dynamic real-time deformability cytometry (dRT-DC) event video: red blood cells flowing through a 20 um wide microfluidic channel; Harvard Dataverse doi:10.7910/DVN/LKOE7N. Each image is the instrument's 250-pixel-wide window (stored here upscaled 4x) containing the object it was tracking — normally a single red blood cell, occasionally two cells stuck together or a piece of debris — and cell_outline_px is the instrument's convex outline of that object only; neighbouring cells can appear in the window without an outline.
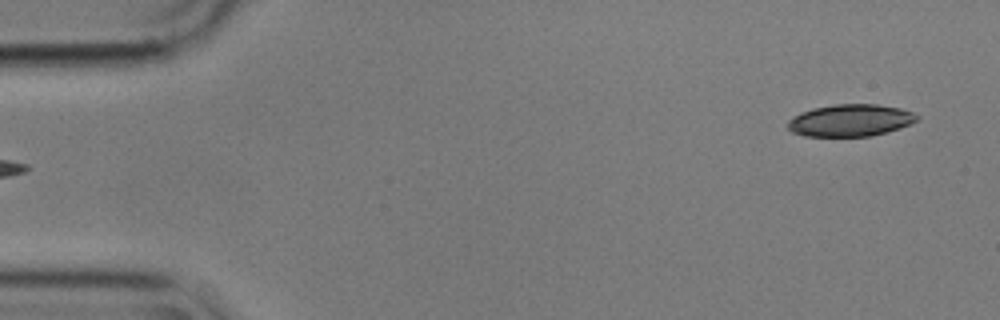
{"species": "common noctule bat (a hibernating species)", "species_latin": "Nyctalus noctula", "temperature_condition": "cold", "stored_images_in_passage": 4, "segment_of_instrument_passage": [2, 2], "camera_frame_rate_fps": 3000, "um_per_image_px": 0.085, "animal": {"sex": "male", "body_mass_g": 17.9}, "frame": {"image": 1, "passage_image": 4, "time_ms": 1.0, "image_size_px": [1000, 320], "cell_outline_px": [[920, 116], [912, 124], [900, 128], [868, 136], [804, 136], [792, 132], [788, 128], [788, 120], [812, 108], [836, 104], [876, 104], [900, 108], [912, 112]], "centroid_in_image_um": [72.3, 10.23], "position_along_channel_um": 12.7, "area_um2": 23.93}}